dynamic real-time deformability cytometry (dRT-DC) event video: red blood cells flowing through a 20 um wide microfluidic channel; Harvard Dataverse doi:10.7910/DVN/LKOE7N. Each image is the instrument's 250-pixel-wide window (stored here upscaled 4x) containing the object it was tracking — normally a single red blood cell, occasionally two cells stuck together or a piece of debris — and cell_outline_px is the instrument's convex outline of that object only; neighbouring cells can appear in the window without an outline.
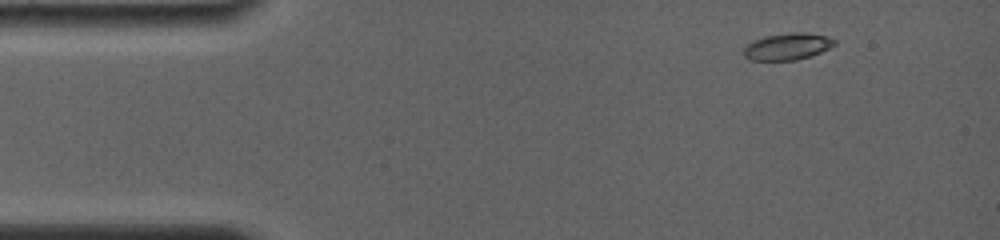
{"species": "common noctule bat (a hibernating species)", "species_latin": "Nyctalus noctula", "temperature_condition": "room temperature", "stored_images_in_passage": 10, "camera_frame_rate_fps": 4000, "um_per_image_px": 0.085, "animal": {"sex": "female", "body_mass_g": 19.0, "forearm_length_mm": 56.7}, "frame": {"image": 1, "passage_image": 1, "time_ms": 0.0, "image_size_px": [1000, 240], "cell_outline_px": [[836, 44], [820, 52], [796, 60], [748, 60], [744, 56], [744, 48], [752, 40], [764, 36], [792, 32], [804, 32], [828, 36], [836, 40]], "centroid_in_image_um": [66.92, 3.94], "position_along_channel_um": 18.1, "area_um2": 14.16}}
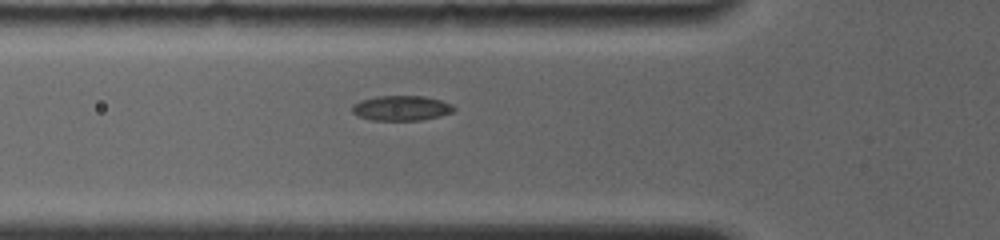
{"frame": {"image": 2, "passage_image": 7, "time_ms": 4.0, "image_size_px": [1000, 240], "cell_outline_px": [[456, 108], [452, 112], [440, 116], [420, 120], [372, 120], [360, 116], [352, 112], [352, 104], [360, 100], [376, 96], [424, 96], [440, 100], [452, 104]], "centroid_in_image_um": [34.11, 9.18], "position_along_channel_um": 91.7, "area_um2": 14.8}}
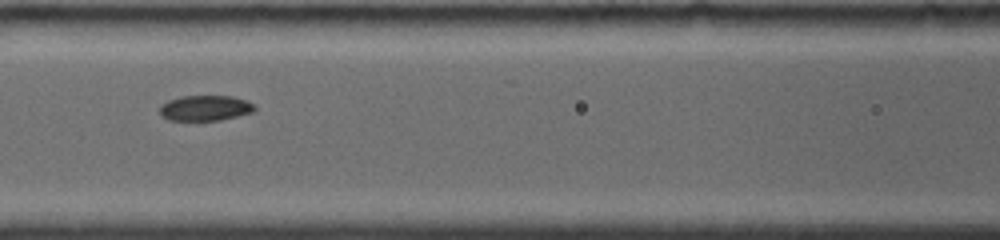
{"frame": {"image": 3, "passage_image": 9, "time_ms": 5.5, "image_size_px": [1000, 240], "cell_outline_px": [[256, 108], [252, 112], [220, 120], [168, 120], [160, 116], [160, 104], [168, 100], [180, 96], [232, 96], [248, 100]], "centroid_in_image_um": [17.4, 9.17], "position_along_channel_um": 149.2, "area_um2": 14.1}}